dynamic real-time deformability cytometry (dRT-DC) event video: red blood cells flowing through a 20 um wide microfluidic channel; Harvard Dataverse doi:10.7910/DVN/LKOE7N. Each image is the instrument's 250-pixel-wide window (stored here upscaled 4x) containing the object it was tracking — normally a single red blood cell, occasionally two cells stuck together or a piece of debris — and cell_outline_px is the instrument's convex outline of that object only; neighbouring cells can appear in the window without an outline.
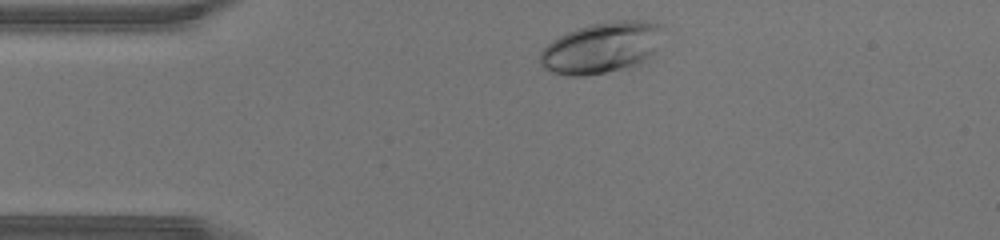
{"species": "human", "species_latin": "Homo sapiens", "temperature_condition": "warm", "stored_images_in_passage": 30, "camera_frame_rate_fps": 3000, "um_per_image_px": 0.085, "donor": {"sex": "male"}, "frame": {"image": 1, "passage_image": 2, "time_ms": 0.333, "image_size_px": [1000, 240], "cell_outline_px": [[668, 28], [656, 48], [640, 68], [584, 76], [568, 76], [552, 72], [544, 68], [540, 64], [540, 52], [552, 40], [576, 28], [592, 24], [612, 20], [648, 20], [664, 24]], "centroid_in_image_um": [51.25, 4.06], "position_along_channel_um": 33.8, "area_um2": 37.86}}
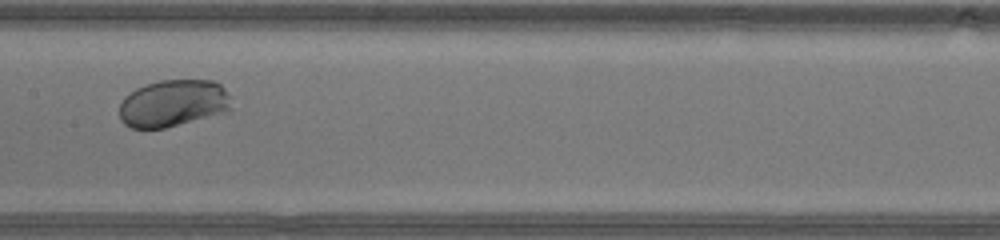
{"frame": {"image": 2, "passage_image": 15, "time_ms": 4.667, "image_size_px": [1000, 240], "cell_outline_px": [[232, 108], [228, 112], [164, 128], [132, 128], [124, 124], [120, 120], [120, 104], [124, 96], [136, 88], [144, 84], [160, 80], [216, 80], [224, 88], [228, 96]], "centroid_in_image_um": [14.71, 8.77], "position_along_channel_um": 192.7, "area_um2": 30.92}}
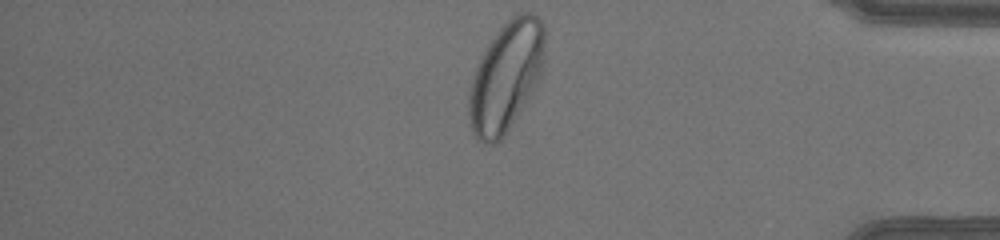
{"frame": {"image": 3, "passage_image": 30, "time_ms": 9.667, "image_size_px": [1000, 240], "cell_outline_px": [[544, 60], [540, 88], [504, 136], [496, 144], [484, 144], [476, 140], [472, 132], [468, 112], [468, 92], [472, 76], [480, 56], [484, 48], [496, 32], [516, 12], [532, 12], [544, 24]], "centroid_in_image_um": [43.04, 6.55], "position_along_channel_um": 392.2, "area_um2": 50.17}}